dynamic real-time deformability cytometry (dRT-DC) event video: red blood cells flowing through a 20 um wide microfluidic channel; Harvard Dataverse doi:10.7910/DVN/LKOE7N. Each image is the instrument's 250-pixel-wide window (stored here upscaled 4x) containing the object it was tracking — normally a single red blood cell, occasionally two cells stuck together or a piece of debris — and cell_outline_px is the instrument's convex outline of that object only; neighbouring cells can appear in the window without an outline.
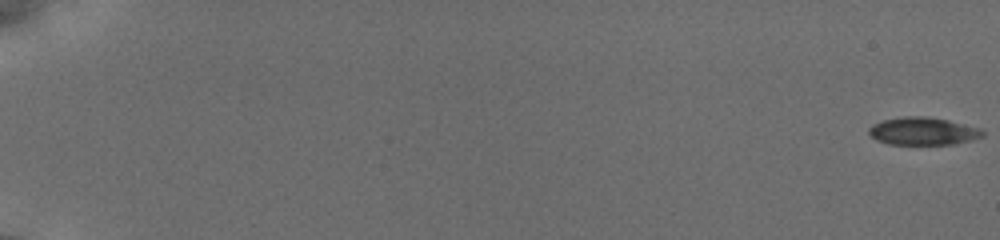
{"species": "common noctule bat (a hibernating species)", "species_latin": "Nyctalus noctula", "temperature_condition": "cold", "stored_images_in_passage": 30, "camera_frame_rate_fps": 3000, "um_per_image_px": 0.085, "animal": {"sex": "female", "body_mass_g": 19.5, "forearm_length_mm": 54.1}, "frame": {"image": 1, "passage_image": 1, "time_ms": 0.0, "image_size_px": [1000, 240], "cell_outline_px": [[984, 136], [972, 140], [956, 144], [888, 144], [876, 140], [868, 132], [868, 128], [872, 124], [884, 120], [904, 116], [924, 116], [948, 120], [980, 128], [984, 132]], "centroid_in_image_um": [78.46, 11.15], "position_along_channel_um": 6.5, "area_um2": 18.38}}
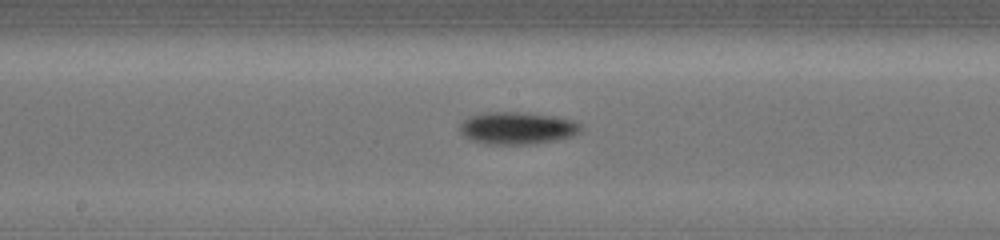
{"frame": {"image": 2, "passage_image": 13, "time_ms": 10.667, "image_size_px": [1000, 240], "cell_outline_px": [[584, 128], [580, 132], [572, 136], [556, 140], [532, 144], [484, 144], [472, 140], [464, 136], [460, 132], [460, 124], [464, 120], [472, 116], [488, 112], [516, 112], [552, 116], [572, 120], [580, 124]], "centroid_in_image_um": [43.98, 10.9], "position_along_channel_um": 204.2, "area_um2": 22.6}}
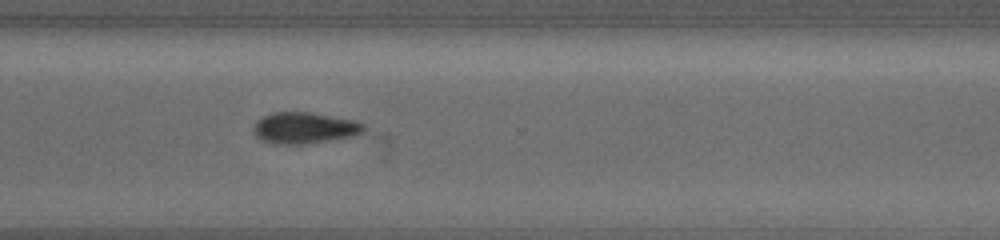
{"frame": {"image": 3, "passage_image": 21, "time_ms": 14.333, "image_size_px": [1000, 240], "cell_outline_px": [[364, 128], [360, 132], [352, 136], [300, 144], [276, 144], [264, 140], [256, 136], [252, 128], [256, 120], [272, 112], [312, 112], [356, 120], [364, 124]], "centroid_in_image_um": [25.84, 10.85], "position_along_channel_um": 344.8, "area_um2": 19.88}, "authors_computed_cell_mechanics": {"area_um2": 19.9699, "velocity_mm_per_s": 3.8436, "shape_relaxation_time_tau1_ms": 2.8012, "shape_relaxation_time_tau2_ms": null, "deformation_change_tau1": 0.0827, "deformation_change_tau2": null}}